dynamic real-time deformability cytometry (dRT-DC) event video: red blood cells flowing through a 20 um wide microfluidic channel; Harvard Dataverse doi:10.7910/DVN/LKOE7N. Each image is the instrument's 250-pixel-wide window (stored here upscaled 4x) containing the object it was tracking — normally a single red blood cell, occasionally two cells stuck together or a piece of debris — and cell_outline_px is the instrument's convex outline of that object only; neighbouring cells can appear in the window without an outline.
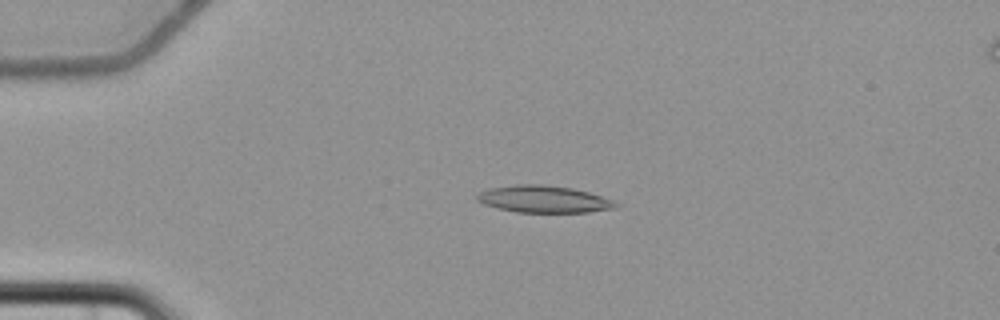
{"species": "common noctule bat (a hibernating species)", "species_latin": "Nyctalus noctula", "temperature_condition": "cold", "stored_images_in_passage": 5, "camera_frame_rate_fps": 3000, "um_per_image_px": 0.085, "animal": {"sex": "female", "body_mass_g": 22.7, "forearm_length_mm": 54.2}, "frame": {"image": 1, "passage_image": 4, "time_ms": 4.667, "image_size_px": [1000, 320], "cell_outline_px": [[620, 204], [616, 208], [588, 212], [516, 212], [496, 208], [484, 204], [476, 200], [476, 196], [480, 192], [488, 188], [516, 184], [540, 184], [572, 188], [588, 192], [612, 200]], "centroid_in_image_um": [46.19, 16.93], "position_along_channel_um": 38.8, "area_um2": 21.85}}